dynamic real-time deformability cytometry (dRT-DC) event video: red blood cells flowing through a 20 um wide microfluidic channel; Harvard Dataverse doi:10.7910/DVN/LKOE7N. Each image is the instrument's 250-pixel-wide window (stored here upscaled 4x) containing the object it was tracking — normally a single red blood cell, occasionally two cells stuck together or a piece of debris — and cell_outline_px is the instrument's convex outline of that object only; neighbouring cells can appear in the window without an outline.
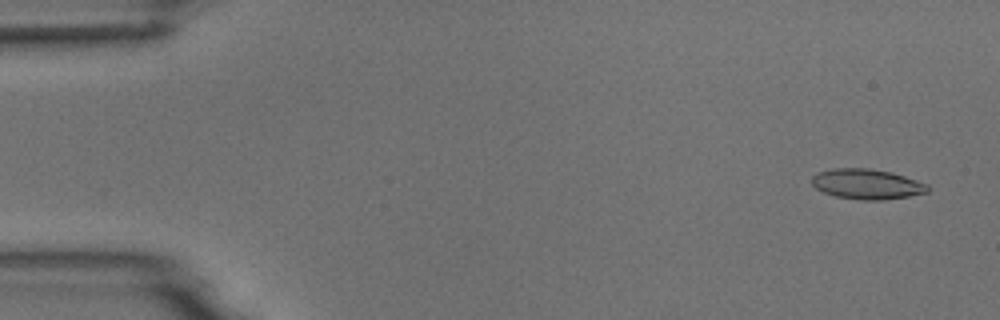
{"species": "common noctule bat (a hibernating species)", "species_latin": "Nyctalus noctula", "temperature_condition": "room temperature", "stored_images_in_passage": 5, "camera_frame_rate_fps": 3000, "um_per_image_px": 0.085, "animal": {"sex": "male", "body_mass_g": 18.8}, "frame": {"image": 1, "passage_image": 1, "time_ms": 0.0, "image_size_px": [1000, 320], "cell_outline_px": [[928, 192], [908, 196], [884, 200], [860, 200], [836, 196], [824, 192], [816, 188], [812, 184], [812, 176], [816, 172], [832, 168], [868, 168], [892, 172], [928, 184]], "centroid_in_image_um": [73.67, 15.64], "position_along_channel_um": 11.3, "area_um2": 20.4}}